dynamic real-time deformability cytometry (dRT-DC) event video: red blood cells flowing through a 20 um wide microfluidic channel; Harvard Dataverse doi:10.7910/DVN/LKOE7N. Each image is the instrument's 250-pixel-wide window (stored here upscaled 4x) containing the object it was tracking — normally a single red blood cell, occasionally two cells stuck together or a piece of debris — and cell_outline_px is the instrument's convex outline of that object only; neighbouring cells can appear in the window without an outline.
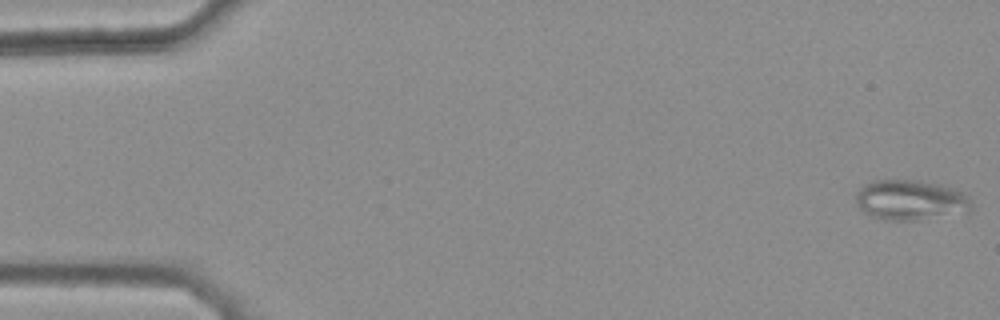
{"species": "common noctule bat (a hibernating species)", "species_latin": "Nyctalus noctula", "temperature_condition": "warm", "stored_images_in_passage": 13, "camera_frame_rate_fps": 3000, "um_per_image_px": 0.085, "animal": {"sex": "female", "body_mass_g": 25.1}, "frame": {"image": 1, "passage_image": 1, "time_ms": 0.0, "image_size_px": [1000, 320], "cell_outline_px": [[972, 208], [968, 212], [916, 220], [884, 220], [872, 216], [864, 212], [856, 204], [856, 192], [864, 184], [872, 180], [916, 180], [956, 188], [964, 192], [968, 196], [972, 204]], "centroid_in_image_um": [77.4, 17.0], "position_along_channel_um": 7.6, "area_um2": 27.22}}